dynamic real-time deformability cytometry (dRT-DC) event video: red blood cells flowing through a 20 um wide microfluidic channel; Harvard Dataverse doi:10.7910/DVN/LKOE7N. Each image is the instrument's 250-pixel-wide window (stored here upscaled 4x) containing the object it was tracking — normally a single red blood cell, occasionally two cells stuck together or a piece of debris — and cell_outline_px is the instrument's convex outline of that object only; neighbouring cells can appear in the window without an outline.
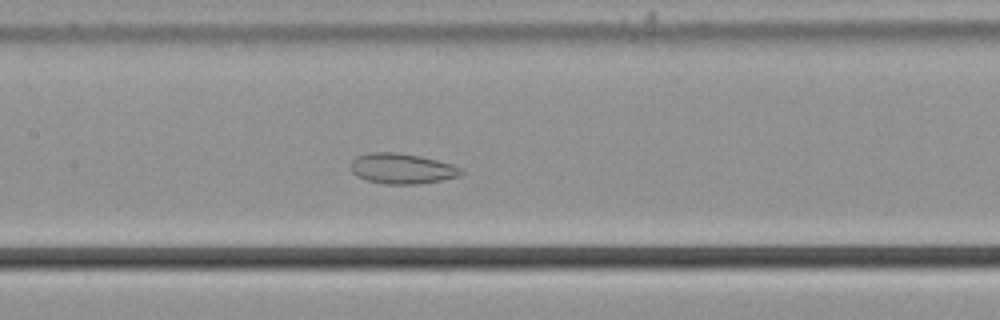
{"species": "common noctule bat (a hibernating species)", "species_latin": "Nyctalus noctula", "temperature_condition": "cold", "stored_images_in_passage": 54, "camera_frame_rate_fps": 3000, "um_per_image_px": 0.085, "animal": {"sex": "male", "body_mass_g": 21.5, "forearm_length_mm": 52.0}, "frame": {"image": 1, "passage_image": 24, "time_ms": 7.667, "image_size_px": [1000, 320], "cell_outline_px": [[464, 172], [460, 176], [420, 184], [384, 184], [368, 180], [356, 176], [352, 172], [352, 160], [356, 156], [368, 152], [396, 152], [420, 156], [452, 164], [464, 168]], "centroid_in_image_um": [34.19, 14.33], "position_along_channel_um": 173.2, "area_um2": 19.65}}
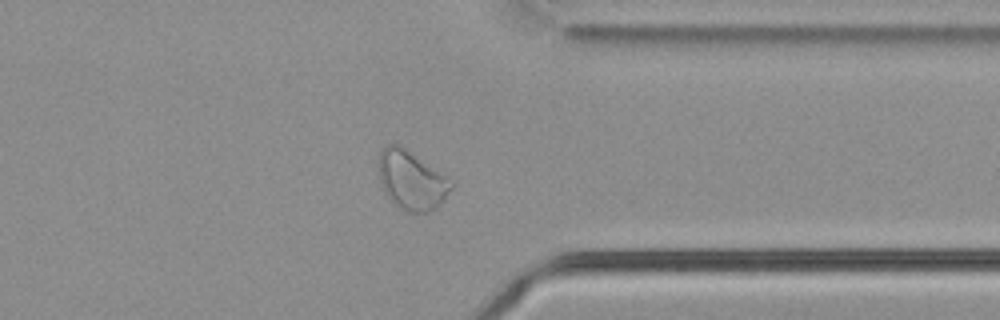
{"frame": {"image": 2, "passage_image": 41, "time_ms": 13.333, "image_size_px": [1000, 320], "cell_outline_px": [[456, 184], [440, 204], [428, 212], [408, 212], [400, 208], [384, 192], [380, 180], [376, 164], [376, 160], [380, 152], [388, 144], [396, 144], [404, 148], [456, 180]], "centroid_in_image_um": [35.01, 15.3], "position_along_channel_um": 376.4, "area_um2": 25.26}}
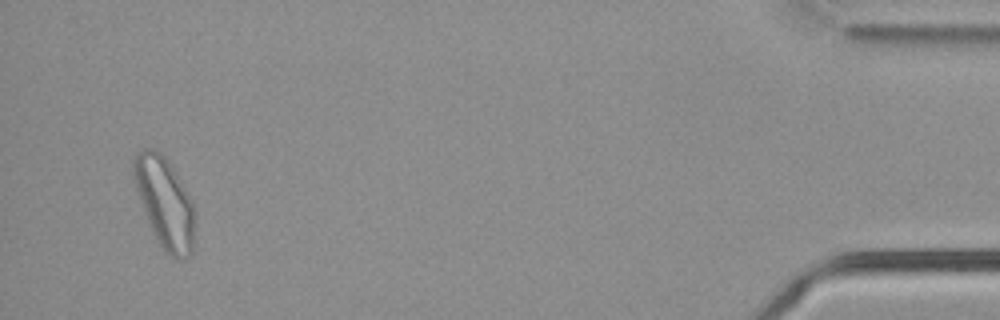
{"frame": {"image": 3, "passage_image": 51, "time_ms": 16.667, "image_size_px": [1000, 320], "cell_outline_px": [[196, 216], [192, 252], [188, 256], [176, 260], [168, 256], [164, 252], [152, 232], [148, 224], [132, 176], [132, 160], [136, 152], [140, 148], [152, 148], [160, 152], [168, 160], [192, 200], [196, 212]], "centroid_in_image_um": [14.0, 17.23], "position_along_channel_um": 421.2, "area_um2": 32.89}}